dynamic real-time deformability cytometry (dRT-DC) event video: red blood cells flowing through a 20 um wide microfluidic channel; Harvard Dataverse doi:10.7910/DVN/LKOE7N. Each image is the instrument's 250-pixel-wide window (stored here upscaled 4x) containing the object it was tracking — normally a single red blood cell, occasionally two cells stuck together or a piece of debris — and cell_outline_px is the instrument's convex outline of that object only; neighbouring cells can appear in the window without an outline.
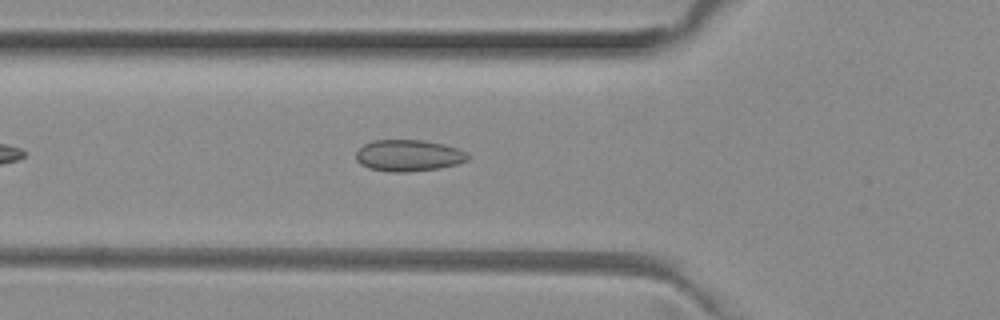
{"species": "common noctule bat (a hibernating species)", "species_latin": "Nyctalus noctula", "temperature_condition": "room temperature", "stored_images_in_passage": 40, "camera_frame_rate_fps": 3000, "um_per_image_px": 0.085, "animal": {"sex": "female", "body_mass_g": 29.2, "forearm_length_mm": 56.3}, "frame": {"image": 1, "passage_image": 7, "time_ms": 2.0, "image_size_px": [1000, 320], "cell_outline_px": [[468, 160], [456, 164], [440, 168], [408, 172], [392, 172], [368, 168], [360, 164], [356, 160], [356, 152], [364, 144], [372, 140], [424, 140], [444, 144], [456, 148], [464, 152], [468, 156]], "centroid_in_image_um": [34.69, 13.22], "position_along_channel_um": 91.1, "area_um2": 20.52}}
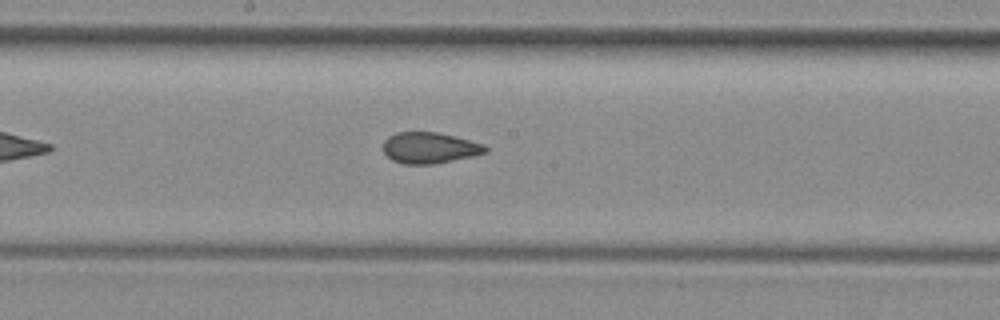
{"frame": {"image": 2, "passage_image": 16, "time_ms": 5.0, "image_size_px": [1000, 320], "cell_outline_px": [[488, 152], [472, 156], [432, 164], [404, 164], [392, 160], [384, 152], [384, 140], [388, 136], [396, 132], [436, 132], [484, 144], [488, 148]], "centroid_in_image_um": [36.5, 12.56], "position_along_channel_um": 211.7, "area_um2": 18.32}}
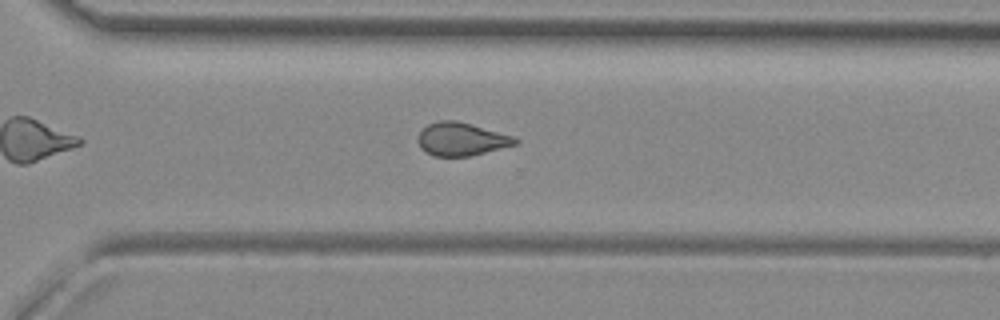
{"frame": {"image": 3, "passage_image": 25, "time_ms": 8.0, "image_size_px": [1000, 320], "cell_outline_px": [[520, 140], [516, 144], [472, 156], [432, 156], [420, 148], [416, 140], [420, 132], [428, 124], [440, 120], [456, 120], [516, 136]], "centroid_in_image_um": [39.22, 11.83], "position_along_channel_um": 331.4, "area_um2": 18.96}, "authors_computed_cell_mechanics": {"area_um2": 18.9584, "velocity_mm_per_s": 4.0086, "shape_relaxation_time_tau1_ms": null, "shape_relaxation_time_tau2_ms": 1.6221, "deformation_change_tau1": null, "deformation_change_tau2": 0.059}}